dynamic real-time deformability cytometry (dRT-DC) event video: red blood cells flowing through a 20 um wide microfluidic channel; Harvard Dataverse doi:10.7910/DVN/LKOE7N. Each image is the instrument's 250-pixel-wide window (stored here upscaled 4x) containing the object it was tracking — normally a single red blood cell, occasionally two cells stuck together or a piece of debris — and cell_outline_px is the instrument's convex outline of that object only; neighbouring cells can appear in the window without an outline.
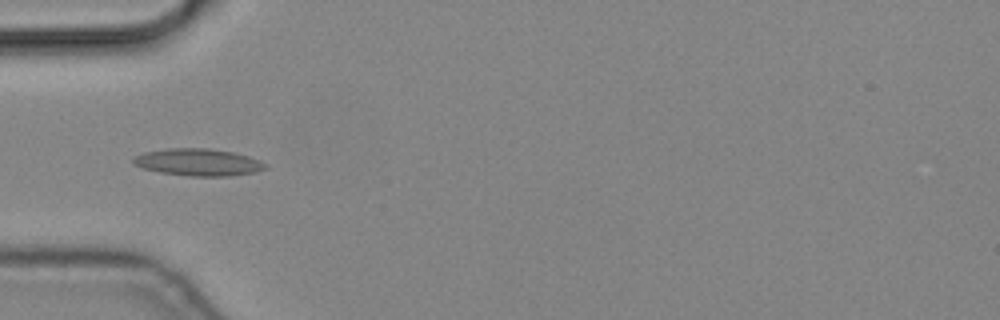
{"species": "common noctule bat (a hibernating species)", "species_latin": "Nyctalus noctula", "temperature_condition": "cold", "stored_images_in_passage": 4, "camera_frame_rate_fps": 3000, "um_per_image_px": 0.085, "animal": {"sex": "male", "body_mass_g": 19.2, "forearm_length_mm": 51.8}, "frame": {"image": 1, "passage_image": 4, "time_ms": 1.0, "image_size_px": [1000, 320], "cell_outline_px": [[268, 168], [256, 172], [228, 176], [188, 176], [160, 172], [140, 168], [132, 164], [132, 156], [144, 152], [168, 148], [208, 148], [232, 152], [248, 156], [260, 160], [268, 164]], "centroid_in_image_um": [16.82, 13.79], "position_along_channel_um": 68.2, "area_um2": 21.15}}